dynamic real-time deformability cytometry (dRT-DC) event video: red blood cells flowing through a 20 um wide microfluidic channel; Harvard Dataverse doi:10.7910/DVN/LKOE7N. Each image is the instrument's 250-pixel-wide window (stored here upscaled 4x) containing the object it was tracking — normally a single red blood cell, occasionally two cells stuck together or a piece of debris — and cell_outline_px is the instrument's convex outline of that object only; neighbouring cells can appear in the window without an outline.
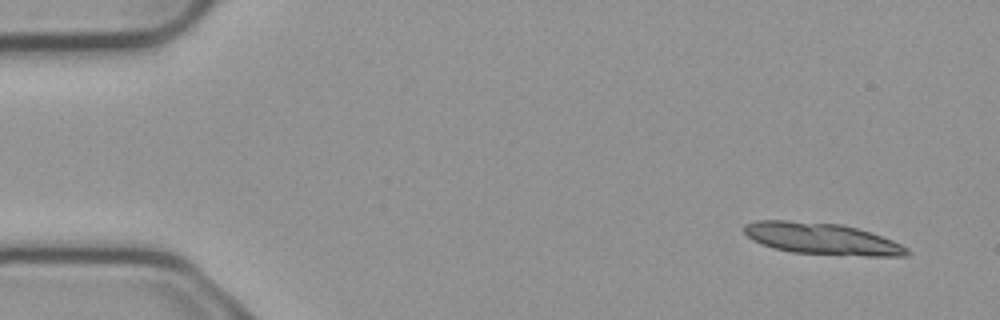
{"species": "common noctule bat (a hibernating species)", "species_latin": "Nyctalus noctula", "temperature_condition": "cold", "stored_images_in_passage": 5, "camera_frame_rate_fps": 3000, "um_per_image_px": 0.085, "animal": {"sex": "male", "body_mass_g": 23.1, "forearm_length_mm": 52.7}, "frame": {"image": 1, "passage_image": 1, "time_ms": 0.0, "image_size_px": [1000, 320], "cell_outline_px": [[912, 252], [908, 256], [864, 256], [792, 252], [772, 248], [760, 244], [752, 240], [744, 232], [744, 224], [756, 220], [788, 220], [840, 224], [856, 228], [892, 240], [908, 248]], "centroid_in_image_um": [69.84, 20.29], "position_along_channel_um": 15.2, "area_um2": 30.0}}
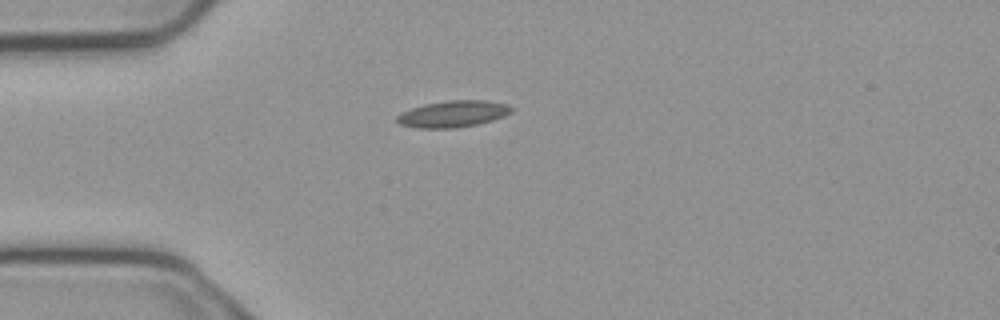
{"frame": {"image": 2, "passage_image": 4, "time_ms": 1.0, "image_size_px": [1000, 320], "cell_outline_px": [[512, 112], [504, 116], [492, 120], [476, 124], [456, 128], [416, 128], [400, 124], [396, 120], [396, 116], [400, 112], [424, 104], [448, 100], [488, 100], [508, 104], [512, 108]], "centroid_in_image_um": [38.5, 9.67], "position_along_channel_um": 46.5, "area_um2": 17.8}}